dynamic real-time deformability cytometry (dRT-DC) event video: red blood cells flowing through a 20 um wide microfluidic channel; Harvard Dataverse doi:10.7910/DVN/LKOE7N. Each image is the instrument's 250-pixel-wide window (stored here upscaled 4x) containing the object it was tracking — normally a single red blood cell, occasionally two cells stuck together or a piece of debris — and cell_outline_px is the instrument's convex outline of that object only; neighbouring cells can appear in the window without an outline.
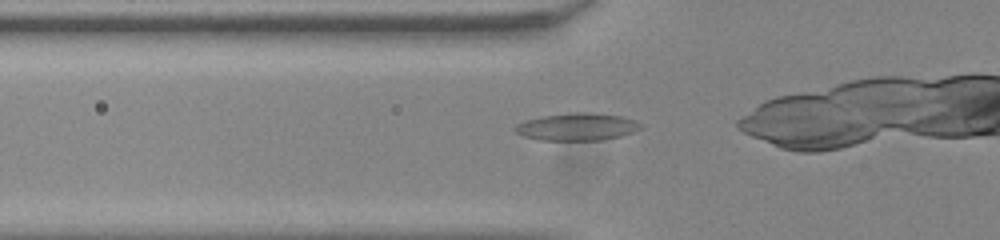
{"species": "common noctule bat (a hibernating species)", "species_latin": "Nyctalus noctula", "temperature_condition": "room temperature", "stored_images_in_passage": 36, "camera_frame_rate_fps": 3000, "um_per_image_px": 0.085, "animal": {"sex": "male", "body_mass_g": 20.0, "forearm_length_mm": 53.3}, "frame": {"image": 1, "passage_image": 12, "time_ms": 3.667, "image_size_px": [1000, 240], "cell_outline_px": [[640, 128], [632, 132], [620, 136], [600, 140], [540, 140], [524, 136], [516, 132], [512, 128], [516, 124], [540, 116], [576, 112], [588, 112], [624, 116], [636, 120], [640, 124]], "centroid_in_image_um": [49.04, 10.77], "position_along_channel_um": 76.8, "area_um2": 20.0}}
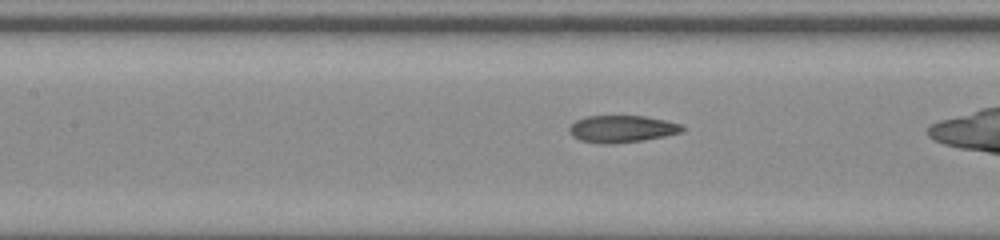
{"frame": {"image": 2, "passage_image": 18, "time_ms": 5.667, "image_size_px": [1000, 240], "cell_outline_px": [[684, 132], [644, 140], [612, 144], [604, 144], [580, 140], [572, 136], [568, 132], [568, 128], [576, 120], [588, 116], [644, 116], [664, 120], [680, 124], [684, 128]], "centroid_in_image_um": [52.84, 10.96], "position_along_channel_um": 154.6, "area_um2": 17.8}}
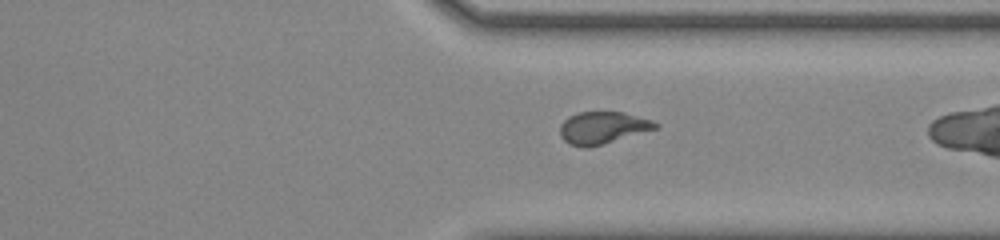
{"frame": {"image": 3, "passage_image": 34, "time_ms": 11.0, "image_size_px": [1000, 240], "cell_outline_px": [[660, 128], [604, 144], [588, 148], [584, 148], [568, 144], [560, 136], [560, 124], [568, 116], [580, 112], [624, 112], [652, 120], [660, 124]], "centroid_in_image_um": [51.25, 10.87], "position_along_channel_um": 360.2, "area_um2": 18.21}}